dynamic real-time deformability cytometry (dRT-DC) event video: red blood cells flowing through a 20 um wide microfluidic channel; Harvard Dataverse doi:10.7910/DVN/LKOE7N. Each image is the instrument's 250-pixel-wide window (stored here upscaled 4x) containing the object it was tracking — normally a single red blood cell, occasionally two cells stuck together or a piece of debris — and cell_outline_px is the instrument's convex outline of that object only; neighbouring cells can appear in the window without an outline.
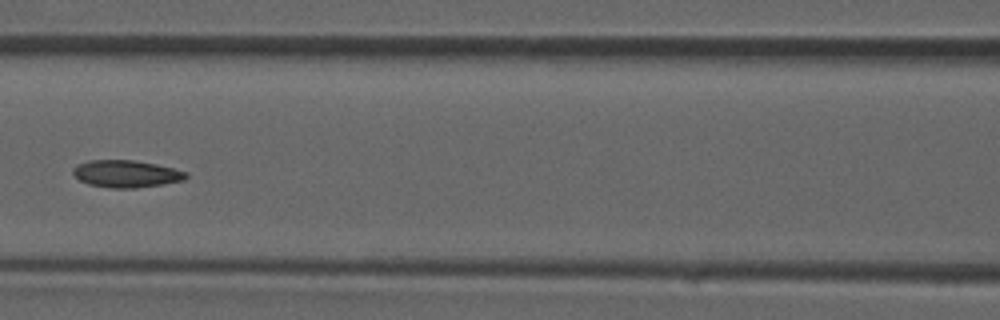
{"species": "common noctule bat (a hibernating species)", "species_latin": "Nyctalus noctula", "temperature_condition": "room temperature", "stored_images_in_passage": 42, "camera_frame_rate_fps": 3000, "um_per_image_px": 0.085, "animal": {"sex": "male", "forearm_length_mm": 52.5}, "frame": {"image": 1, "passage_image": 19, "time_ms": 6.0, "image_size_px": [1000, 320], "cell_outline_px": [[188, 176], [184, 180], [136, 188], [112, 188], [88, 184], [80, 180], [72, 172], [72, 168], [76, 164], [88, 160], [132, 160], [156, 164], [188, 172]], "centroid_in_image_um": [10.7, 14.76], "position_along_channel_um": 155.9, "area_um2": 17.86}}